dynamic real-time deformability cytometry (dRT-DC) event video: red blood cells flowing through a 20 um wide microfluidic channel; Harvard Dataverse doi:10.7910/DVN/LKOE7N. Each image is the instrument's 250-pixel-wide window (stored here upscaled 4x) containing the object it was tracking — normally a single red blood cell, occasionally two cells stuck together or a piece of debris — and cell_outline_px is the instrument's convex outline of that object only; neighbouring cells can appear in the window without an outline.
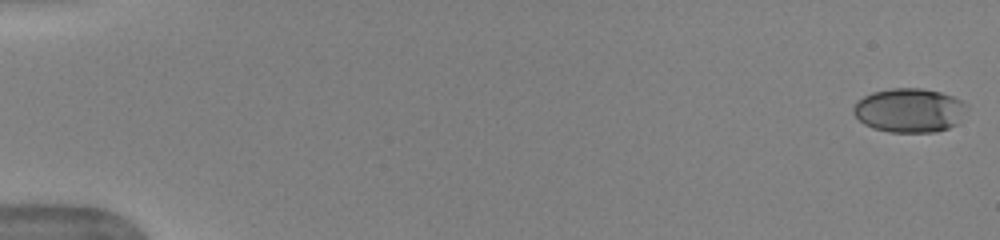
{"species": "human", "species_latin": "Homo sapiens", "temperature_condition": "warm", "stored_images_in_passage": 52, "camera_frame_rate_fps": 3000, "um_per_image_px": 0.085, "donor": {"sex": "female"}, "frame": {"image": 1, "passage_image": 1, "time_ms": 0.0, "image_size_px": [1000, 240], "cell_outline_px": [[968, 108], [956, 124], [948, 128], [936, 132], [888, 132], [872, 128], [864, 124], [852, 112], [852, 108], [856, 100], [872, 92], [892, 88], [920, 88], [940, 92], [952, 96], [968, 104]], "centroid_in_image_um": [77.28, 9.38], "position_along_channel_um": 7.7, "area_um2": 29.3}}
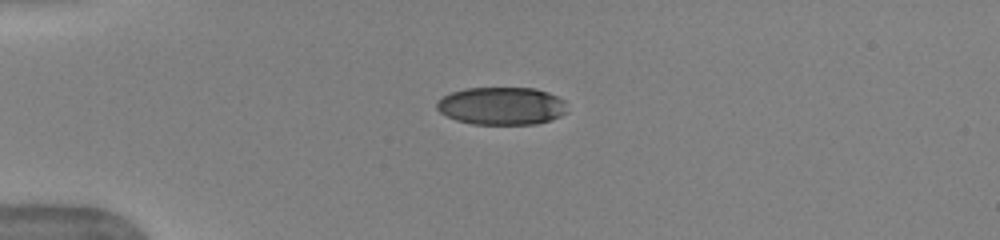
{"frame": {"image": 2, "passage_image": 14, "time_ms": 4.333, "image_size_px": [1000, 240], "cell_outline_px": [[568, 112], [552, 120], [536, 124], [472, 124], [456, 120], [440, 112], [436, 108], [436, 104], [444, 96], [452, 92], [464, 88], [536, 88], [548, 92], [564, 100]], "centroid_in_image_um": [42.67, 9.01], "position_along_channel_um": 42.3, "area_um2": 28.78}}
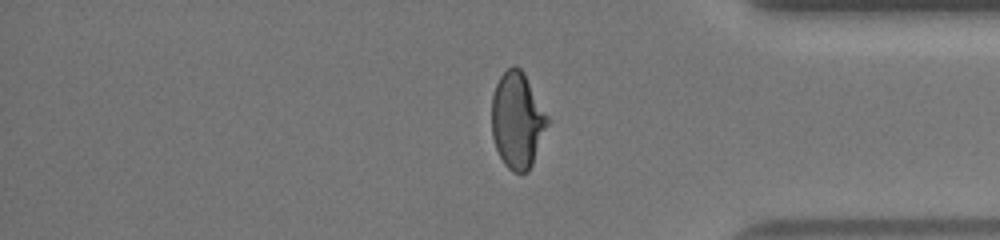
{"frame": {"image": 3, "passage_image": 44, "time_ms": 14.333, "image_size_px": [1000, 240], "cell_outline_px": [[548, 124], [532, 164], [528, 172], [512, 172], [504, 164], [496, 148], [492, 136], [492, 96], [496, 84], [500, 76], [512, 64], [520, 68], [524, 72], [548, 116]], "centroid_in_image_um": [43.96, 10.21], "position_along_channel_um": 391.2, "area_um2": 31.1}, "authors_computed_cell_mechanics": {"area_um2": 31.2698, "velocity_mm_per_s": 3.9551, "shape_relaxation_time_tau1_ms": 4.8736, "shape_relaxation_time_tau2_ms": 0.742, "deformation_change_tau1": 0.1956, "deformation_change_tau2": 0.0559}}